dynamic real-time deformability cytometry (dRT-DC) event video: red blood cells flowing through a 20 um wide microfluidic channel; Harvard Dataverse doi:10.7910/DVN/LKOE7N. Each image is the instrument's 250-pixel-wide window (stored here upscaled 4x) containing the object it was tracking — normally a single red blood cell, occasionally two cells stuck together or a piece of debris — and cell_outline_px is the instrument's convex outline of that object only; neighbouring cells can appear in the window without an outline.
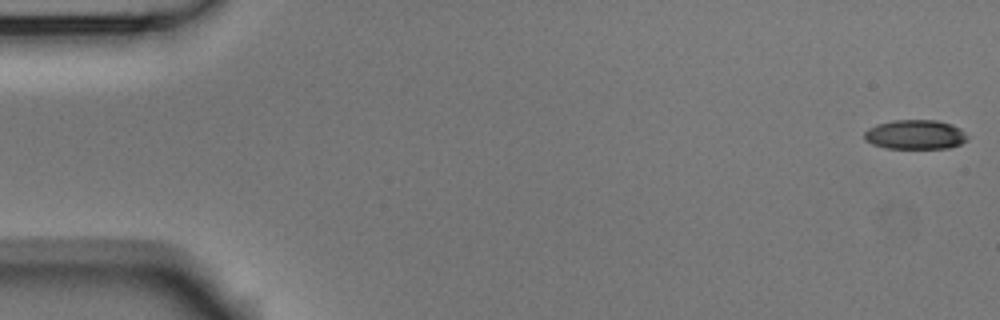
{"species": "Egyptian fruit bat (a non-hibernating species)", "species_latin": "Rousettus aegyptiacus", "temperature_condition": "room temperature", "stored_images_in_passage": 5, "camera_frame_rate_fps": 3000, "um_per_image_px": 0.085, "animal": {"sex": "male"}, "frame": {"image": 1, "passage_image": 1, "time_ms": 0.0, "image_size_px": [1000, 320], "cell_outline_px": [[968, 140], [960, 144], [948, 148], [884, 148], [872, 144], [864, 140], [864, 132], [868, 128], [876, 124], [892, 120], [936, 120], [952, 124], [960, 128], [968, 136]], "centroid_in_image_um": [77.78, 11.43], "position_along_channel_um": 7.2, "area_um2": 17.86}}
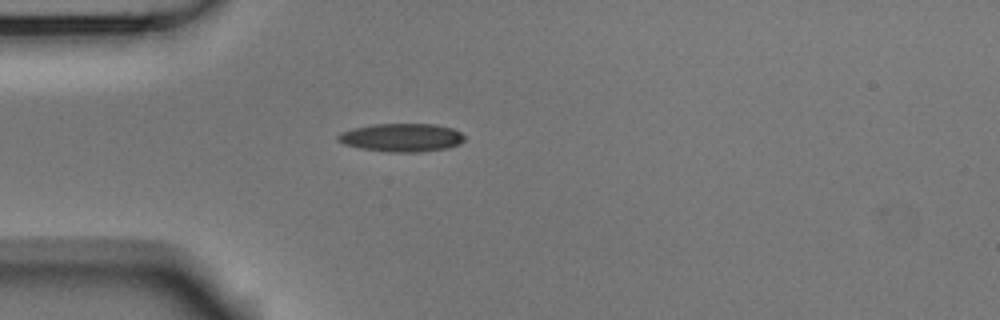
{"frame": {"image": 2, "passage_image": 5, "time_ms": 1.333, "image_size_px": [1000, 320], "cell_outline_px": [[464, 140], [460, 144], [448, 148], [416, 152], [388, 152], [360, 148], [344, 144], [336, 140], [336, 136], [340, 132], [352, 128], [372, 124], [436, 124], [452, 128], [460, 132], [464, 136]], "centroid_in_image_um": [34.11, 11.69], "position_along_channel_um": 50.9, "area_um2": 20.98}}